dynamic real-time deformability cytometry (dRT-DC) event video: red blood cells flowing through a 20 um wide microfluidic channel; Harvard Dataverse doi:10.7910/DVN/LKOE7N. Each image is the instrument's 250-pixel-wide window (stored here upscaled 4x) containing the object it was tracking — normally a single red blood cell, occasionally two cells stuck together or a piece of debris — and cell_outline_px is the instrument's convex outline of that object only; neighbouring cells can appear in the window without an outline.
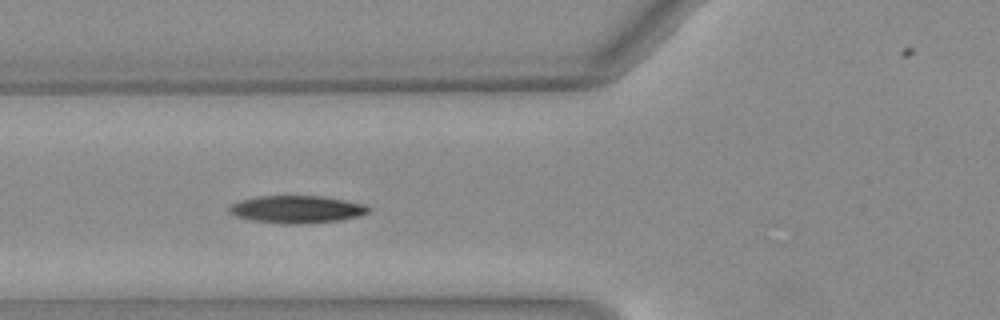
{"species": "Egyptian fruit bat (a non-hibernating species)", "species_latin": "Rousettus aegyptiacus", "temperature_condition": "warm", "stored_images_in_passage": 42, "camera_frame_rate_fps": 3000, "um_per_image_px": 0.085, "animal": {"sex": "female"}, "frame": {"image": 1, "passage_image": 19, "time_ms": 6.0, "image_size_px": [1000, 320], "cell_outline_px": [[368, 212], [360, 216], [340, 220], [304, 224], [284, 224], [252, 220], [236, 216], [228, 212], [228, 208], [232, 204], [240, 200], [256, 196], [324, 196], [364, 204], [368, 208]], "centroid_in_image_um": [25.2, 17.79], "position_along_channel_um": 100.6, "area_um2": 22.31}, "authors_computed_cell_mechanics": {"area_um2": 21.5594, "velocity_mm_per_s": 4.0367, "shape_relaxation_time_tau1_ms": 2.8134, "shape_relaxation_time_tau2_ms": 2.3863, "deformation_change_tau1": 0.1665, "deformation_change_tau2": 0.0692}}